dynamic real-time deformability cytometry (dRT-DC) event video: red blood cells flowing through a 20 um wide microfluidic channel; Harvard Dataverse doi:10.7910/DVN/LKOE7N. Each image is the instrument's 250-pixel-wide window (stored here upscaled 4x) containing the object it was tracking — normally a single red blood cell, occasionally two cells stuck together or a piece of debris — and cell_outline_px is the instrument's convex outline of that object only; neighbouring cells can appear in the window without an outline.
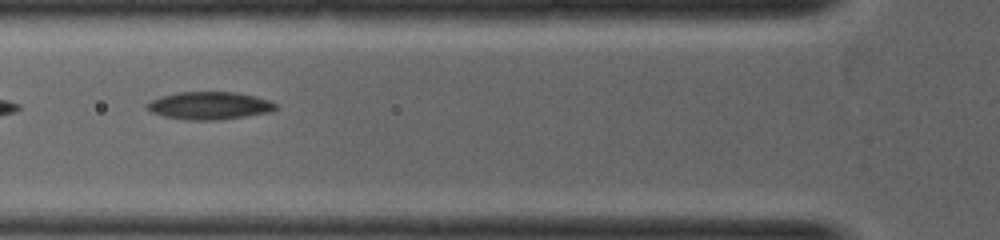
{"species": "common noctule bat (a hibernating species)", "species_latin": "Nyctalus noctula", "temperature_condition": "warm", "stored_images_in_passage": 27, "camera_frame_rate_fps": 5000, "um_per_image_px": 0.085, "animal": {"sex": "female", "body_mass_g": 19.0, "forearm_length_mm": 53.3}, "frame": {"image": 1, "passage_image": 3, "time_ms": 0.4, "image_size_px": [1000, 240], "cell_outline_px": [[276, 108], [272, 112], [220, 120], [184, 120], [164, 116], [152, 112], [144, 108], [144, 104], [160, 96], [176, 92], [236, 92], [256, 96], [268, 100], [276, 104]], "centroid_in_image_um": [17.77, 8.98], "position_along_channel_um": 108.0, "area_um2": 20.98}}
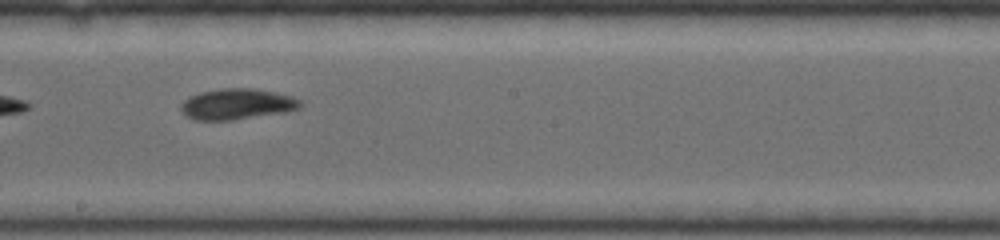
{"frame": {"image": 2, "passage_image": 10, "time_ms": 1.8, "image_size_px": [1000, 240], "cell_outline_px": [[304, 104], [300, 108], [288, 112], [232, 120], [196, 120], [184, 116], [180, 108], [180, 104], [188, 96], [200, 92], [220, 88], [256, 88], [276, 92], [292, 96], [300, 100]], "centroid_in_image_um": [20.15, 8.84], "position_along_channel_um": 228.0, "area_um2": 21.91}}
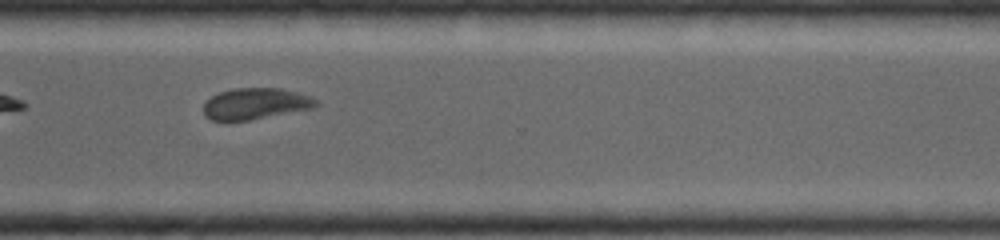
{"frame": {"image": 3, "passage_image": 17, "time_ms": 3.2, "image_size_px": [1000, 240], "cell_outline_px": [[320, 104], [312, 108], [248, 120], [212, 120], [204, 116], [204, 104], [212, 96], [220, 92], [232, 88], [280, 88], [296, 92], [308, 96], [316, 100]], "centroid_in_image_um": [21.7, 8.8], "position_along_channel_um": 348.9, "area_um2": 20.17}}